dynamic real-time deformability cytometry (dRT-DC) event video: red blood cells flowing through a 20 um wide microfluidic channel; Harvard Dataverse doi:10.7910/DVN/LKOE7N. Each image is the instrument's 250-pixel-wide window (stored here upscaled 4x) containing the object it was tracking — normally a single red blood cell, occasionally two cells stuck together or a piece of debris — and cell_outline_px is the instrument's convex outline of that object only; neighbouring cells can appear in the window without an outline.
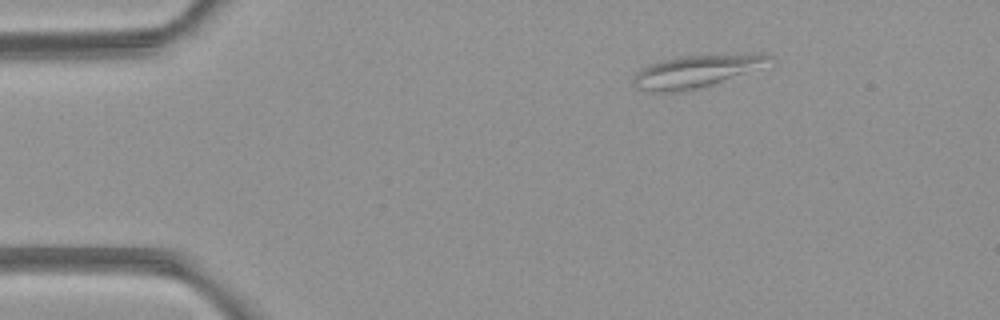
{"species": "common noctule bat (a hibernating species)", "species_latin": "Nyctalus noctula", "temperature_condition": "room temperature", "stored_images_in_passage": 5, "camera_frame_rate_fps": 3000, "um_per_image_px": 0.085, "animal": {"sex": "female", "body_mass_g": 21.9}, "frame": {"image": 1, "passage_image": 5, "time_ms": 4.667, "image_size_px": [1000, 320], "cell_outline_px": [[776, 64], [712, 84], [696, 88], [676, 92], [652, 92], [636, 88], [632, 84], [632, 76], [640, 68], [664, 60], [684, 56], [744, 52], [764, 52], [772, 56], [776, 60]], "centroid_in_image_um": [59.35, 6.02], "position_along_channel_um": 25.7, "area_um2": 26.65}}